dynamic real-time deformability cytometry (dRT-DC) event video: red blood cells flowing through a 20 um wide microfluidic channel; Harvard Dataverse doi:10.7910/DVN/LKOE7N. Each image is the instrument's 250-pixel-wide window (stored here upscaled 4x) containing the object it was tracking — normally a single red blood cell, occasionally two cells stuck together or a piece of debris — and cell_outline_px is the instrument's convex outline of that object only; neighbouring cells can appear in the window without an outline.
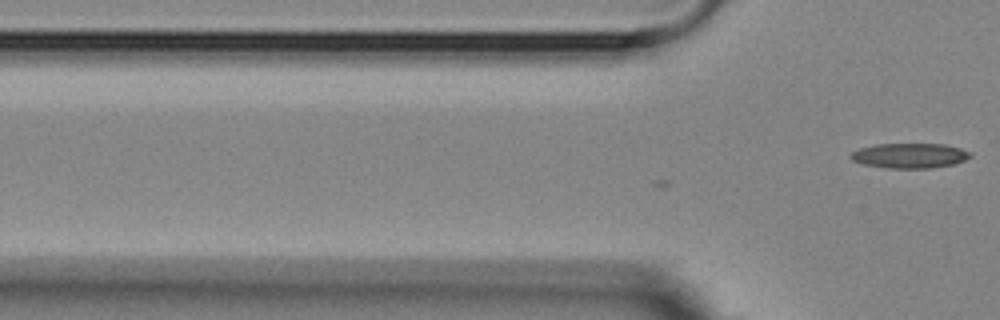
{"species": "Egyptian fruit bat (a non-hibernating species)", "species_latin": "Rousettus aegyptiacus", "temperature_condition": "room temperature", "stored_images_in_passage": 2, "camera_frame_rate_fps": 3000, "um_per_image_px": 0.085, "animal": {"sex": "female"}, "frame": {"image": 1, "passage_image": 2, "time_ms": 0.333, "image_size_px": [1000, 320], "cell_outline_px": [[972, 156], [964, 160], [952, 164], [932, 168], [888, 168], [864, 164], [852, 160], [848, 156], [852, 152], [860, 148], [876, 144], [944, 144], [960, 148], [972, 152]], "centroid_in_image_um": [77.33, 13.22], "position_along_channel_um": 48.5, "area_um2": 17.34}}